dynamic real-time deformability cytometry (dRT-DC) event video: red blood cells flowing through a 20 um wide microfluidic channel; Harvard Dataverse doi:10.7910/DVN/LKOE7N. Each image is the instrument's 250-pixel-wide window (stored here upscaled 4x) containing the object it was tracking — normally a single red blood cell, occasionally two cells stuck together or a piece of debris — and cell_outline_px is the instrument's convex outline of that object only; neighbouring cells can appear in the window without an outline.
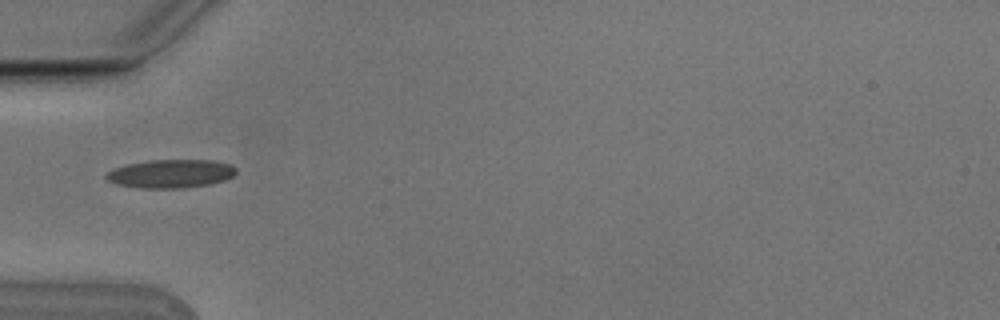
{"species": "Egyptian fruit bat (a non-hibernating species)", "species_latin": "Rousettus aegyptiacus", "temperature_condition": "cold", "stored_images_in_passage": 3, "camera_frame_rate_fps": 3000, "um_per_image_px": 0.085, "animal": {"sex": "male"}, "frame": {"image": 1, "passage_image": 2, "time_ms": 0.333, "image_size_px": [1000, 320], "cell_outline_px": [[236, 172], [232, 176], [224, 180], [208, 184], [180, 188], [144, 188], [116, 184], [108, 180], [104, 176], [108, 172], [116, 168], [128, 164], [148, 160], [212, 160], [228, 164], [236, 168]], "centroid_in_image_um": [14.51, 14.76], "position_along_channel_um": 70.5, "area_um2": 21.21}}